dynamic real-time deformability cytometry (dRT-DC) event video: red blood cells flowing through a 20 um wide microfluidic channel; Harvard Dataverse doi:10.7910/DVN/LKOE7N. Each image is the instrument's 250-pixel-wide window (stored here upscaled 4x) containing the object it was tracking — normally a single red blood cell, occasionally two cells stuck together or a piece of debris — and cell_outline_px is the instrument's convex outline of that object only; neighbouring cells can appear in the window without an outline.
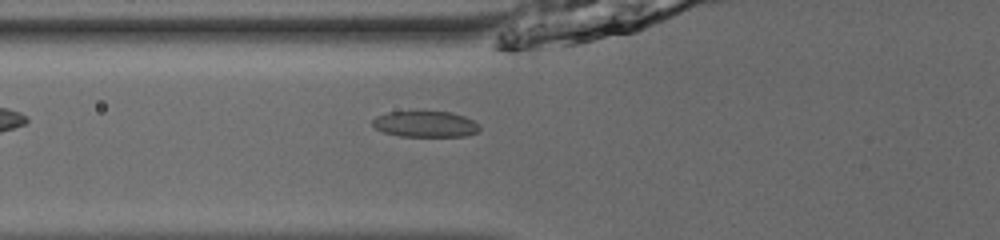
{"species": "common noctule bat (a hibernating species)", "species_latin": "Nyctalus noctula", "temperature_condition": "room temperature", "stored_images_in_passage": 36, "camera_frame_rate_fps": 3000, "um_per_image_px": 0.085, "animal": {"sex": "male", "body_mass_g": 13.0, "forearm_length_mm": 53.1}, "frame": {"image": 1, "passage_image": 4, "time_ms": 1.0, "image_size_px": [1000, 240], "cell_outline_px": [[480, 128], [476, 132], [464, 136], [400, 136], [384, 132], [376, 128], [372, 124], [372, 120], [376, 116], [388, 112], [452, 112], [464, 116], [480, 124]], "centroid_in_image_um": [36.16, 10.55], "position_along_channel_um": 89.6, "area_um2": 16.07}}
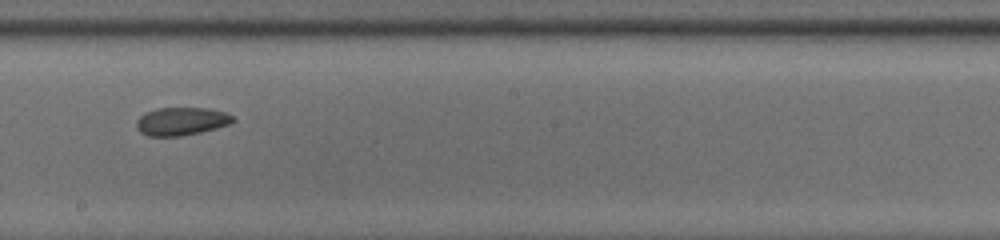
{"frame": {"image": 2, "passage_image": 15, "time_ms": 4.667, "image_size_px": [1000, 240], "cell_outline_px": [[236, 120], [232, 124], [200, 132], [180, 136], [148, 136], [140, 132], [136, 128], [136, 120], [144, 112], [156, 108], [208, 108], [224, 112], [232, 116]], "centroid_in_image_um": [15.4, 10.31], "position_along_channel_um": 232.8, "area_um2": 15.9}}
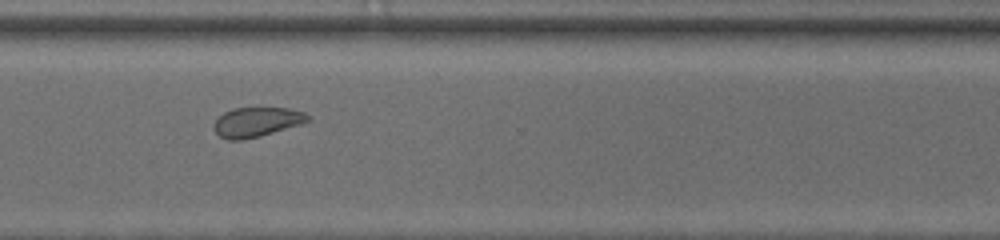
{"frame": {"image": 3, "passage_image": 24, "time_ms": 7.667, "image_size_px": [1000, 240], "cell_outline_px": [[312, 120], [300, 124], [260, 136], [244, 140], [228, 140], [220, 136], [212, 128], [212, 124], [224, 112], [232, 108], [288, 108], [304, 112]], "centroid_in_image_um": [21.79, 10.37], "position_along_channel_um": 348.8, "area_um2": 16.18}, "authors_computed_cell_mechanics": {"area_um2": 16.3285, "velocity_mm_per_s": 3.8857, "shape_relaxation_time_tau1_ms": 2.7343, "shape_relaxation_time_tau2_ms": 2.5883, "deformation_change_tau1": 0.0749, "deformation_change_tau2": 0.0809}}